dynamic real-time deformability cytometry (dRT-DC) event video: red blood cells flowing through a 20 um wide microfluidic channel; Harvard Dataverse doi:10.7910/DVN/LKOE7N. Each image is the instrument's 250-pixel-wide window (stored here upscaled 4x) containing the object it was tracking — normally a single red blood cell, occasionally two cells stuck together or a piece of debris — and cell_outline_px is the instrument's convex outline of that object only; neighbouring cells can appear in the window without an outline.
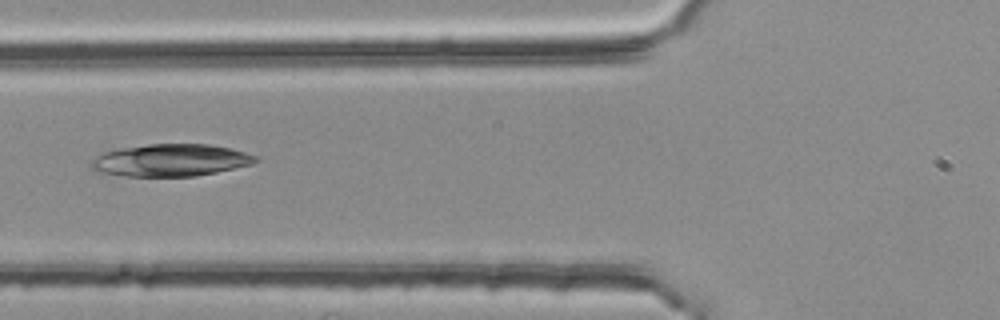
{"species": "common noctule bat (a hibernating species)", "species_latin": "Nyctalus noctula", "temperature_condition": "room temperature", "stored_images_in_passage": 40, "camera_frame_rate_fps": 3000, "um_per_image_px": 0.085, "animal": {"sex": "female", "body_mass_g": 25.1}, "frame": {"image": 1, "passage_image": 7, "time_ms": 2.0, "image_size_px": [1000, 320], "cell_outline_px": [[260, 160], [252, 164], [216, 172], [196, 176], [124, 176], [100, 172], [92, 168], [92, 160], [104, 152], [120, 148], [148, 144], [208, 144], [232, 148], [256, 156]], "centroid_in_image_um": [14.54, 13.61], "position_along_channel_um": 111.3, "area_um2": 30.69}}
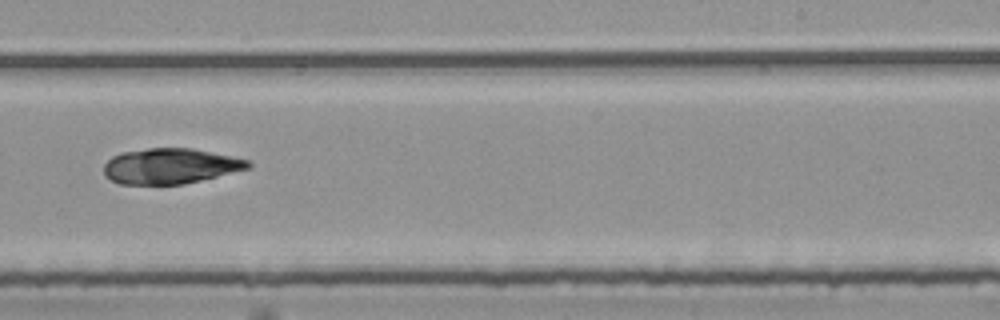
{"frame": {"image": 2, "passage_image": 20, "time_ms": 6.333, "image_size_px": [1000, 320], "cell_outline_px": [[252, 164], [248, 168], [184, 184], [120, 184], [104, 176], [104, 164], [112, 156], [124, 152], [148, 148], [192, 148], [252, 160]], "centroid_in_image_um": [14.47, 14.11], "position_along_channel_um": 274.5, "area_um2": 29.65}}
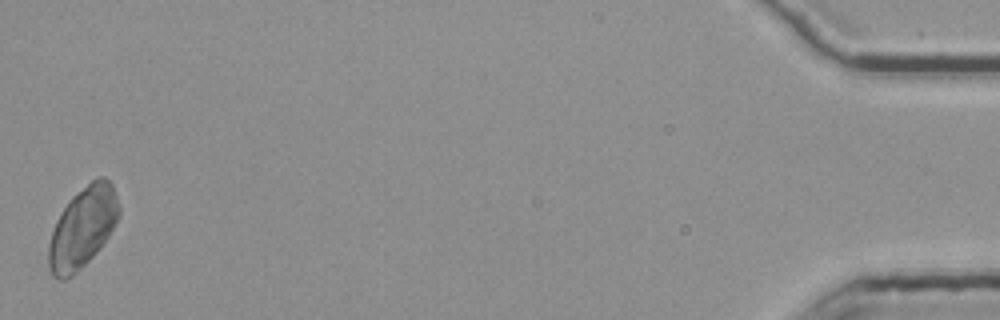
{"frame": {"image": 3, "passage_image": 40, "time_ms": 13.0, "image_size_px": [1000, 320], "cell_outline_px": [[120, 216], [108, 236], [100, 248], [72, 276], [64, 280], [60, 280], [52, 276], [48, 268], [48, 244], [56, 220], [68, 200], [76, 192], [96, 176], [104, 176], [112, 184], [120, 208]], "centroid_in_image_um": [7.01, 19.33], "position_along_channel_um": 428.2, "area_um2": 33.23}}